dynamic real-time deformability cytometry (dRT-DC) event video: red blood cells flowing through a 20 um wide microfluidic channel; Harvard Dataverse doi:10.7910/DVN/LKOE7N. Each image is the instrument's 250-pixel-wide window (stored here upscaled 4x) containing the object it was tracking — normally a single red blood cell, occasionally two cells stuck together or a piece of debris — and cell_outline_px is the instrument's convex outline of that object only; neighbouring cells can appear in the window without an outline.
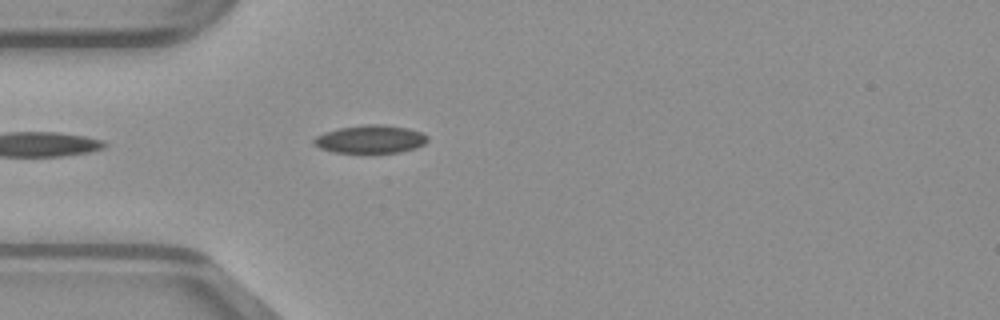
{"species": "common noctule bat (a hibernating species)", "species_latin": "Nyctalus noctula", "temperature_condition": "warm", "stored_images_in_passage": 19, "camera_frame_rate_fps": 3000, "um_per_image_px": 0.085, "animal": {"sex": "male", "body_mass_g": 23.1, "forearm_length_mm": 52.7}, "frame": {"image": 1, "passage_image": 1, "time_ms": 0.0, "image_size_px": [1000, 320], "cell_outline_px": [[428, 140], [424, 144], [416, 148], [400, 152], [332, 152], [320, 148], [312, 144], [312, 140], [316, 136], [324, 132], [340, 128], [368, 124], [380, 124], [408, 128], [420, 132], [428, 136]], "centroid_in_image_um": [31.47, 11.83], "position_along_channel_um": 53.5, "area_um2": 18.5}}
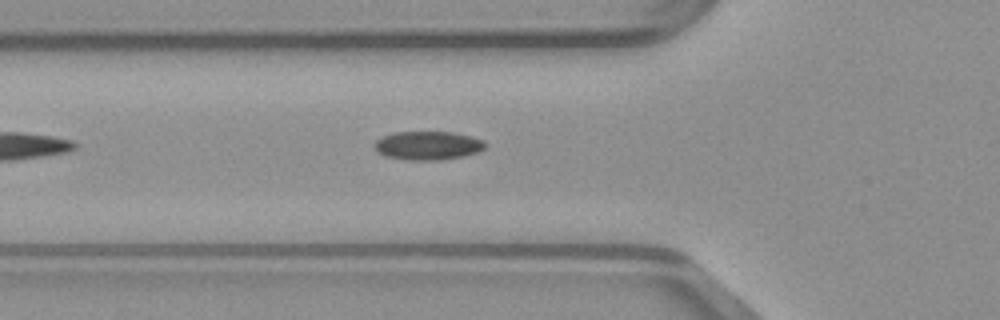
{"frame": {"image": 2, "passage_image": 4, "time_ms": 1.0, "image_size_px": [1000, 320], "cell_outline_px": [[484, 148], [476, 152], [460, 156], [440, 160], [408, 160], [384, 156], [376, 152], [372, 144], [376, 140], [384, 136], [396, 132], [448, 132], [472, 136], [484, 140]], "centroid_in_image_um": [36.3, 12.37], "position_along_channel_um": 89.5, "area_um2": 18.38}}